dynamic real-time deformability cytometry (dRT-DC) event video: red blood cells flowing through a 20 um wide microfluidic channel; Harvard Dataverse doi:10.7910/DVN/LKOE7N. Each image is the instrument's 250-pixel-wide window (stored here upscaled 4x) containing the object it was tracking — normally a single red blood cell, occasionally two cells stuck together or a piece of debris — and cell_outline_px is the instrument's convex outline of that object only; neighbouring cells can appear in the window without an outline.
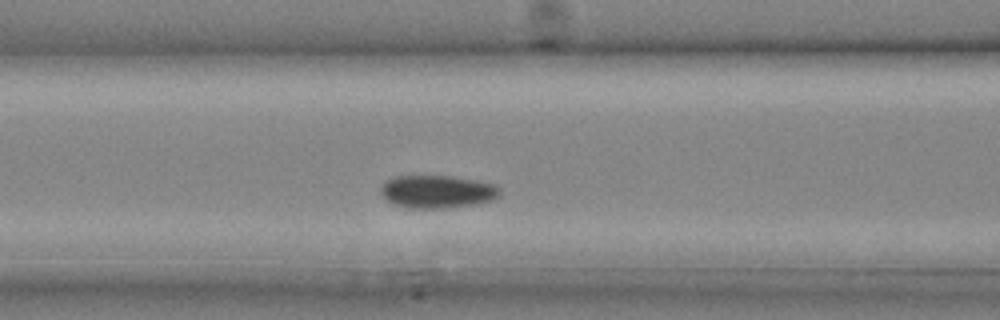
{"species": "common noctule bat (a hibernating species)", "species_latin": "Nyctalus noctula", "temperature_condition": "cold", "stored_images_in_passage": 9, "camera_frame_rate_fps": 3000, "um_per_image_px": 0.085, "animal": {"sex": "male", "body_mass_g": 20.4}, "frame": {"image": 1, "passage_image": 7, "time_ms": 2.0, "image_size_px": [1000, 320], "cell_outline_px": [[500, 196], [492, 200], [476, 204], [444, 208], [408, 208], [396, 204], [388, 200], [380, 192], [380, 188], [384, 180], [396, 176], [452, 176], [476, 180], [496, 184], [500, 188]], "centroid_in_image_um": [37.19, 16.28], "position_along_channel_um": 129.4, "area_um2": 22.89}}
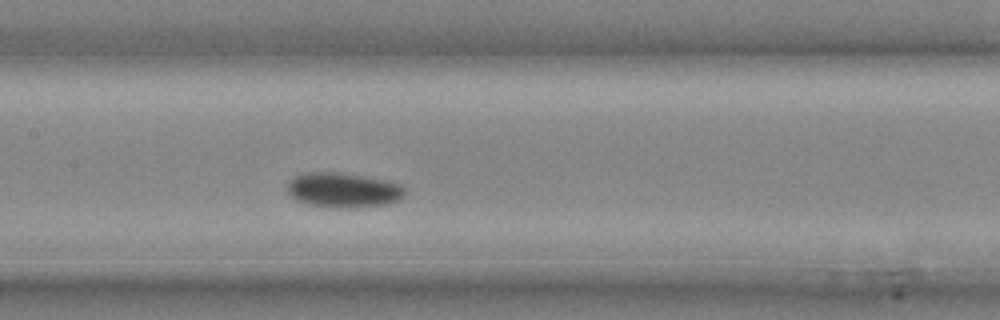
{"frame": {"image": 2, "passage_image": 9, "time_ms": 2.667, "image_size_px": [1000, 320], "cell_outline_px": [[404, 196], [400, 200], [388, 204], [352, 208], [332, 208], [308, 204], [296, 200], [288, 192], [288, 184], [296, 176], [308, 172], [340, 172], [384, 180], [400, 184], [404, 188]], "centroid_in_image_um": [29.2, 16.17], "position_along_channel_um": 178.2, "area_um2": 23.81}}